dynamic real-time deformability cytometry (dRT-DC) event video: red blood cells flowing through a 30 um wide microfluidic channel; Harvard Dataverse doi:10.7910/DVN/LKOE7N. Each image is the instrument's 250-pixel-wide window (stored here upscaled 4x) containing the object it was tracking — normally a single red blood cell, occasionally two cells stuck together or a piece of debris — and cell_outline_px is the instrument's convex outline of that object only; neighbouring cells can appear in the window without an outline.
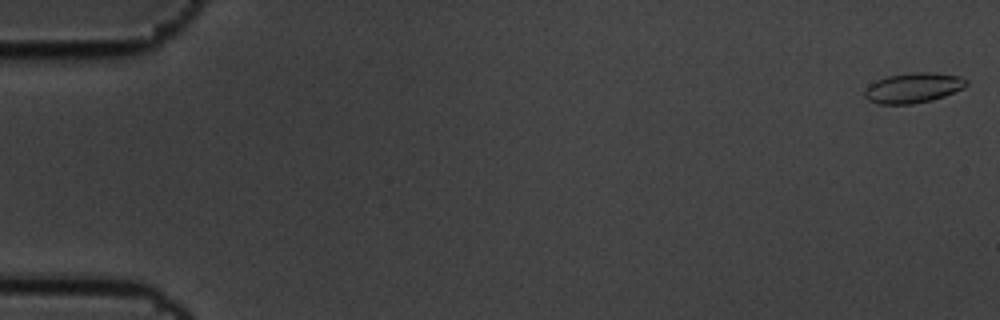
{"species": "common noctule bat (a hibernating species)", "species_latin": "Nyctalus noctula", "temperature_condition": "cold", "stored_images_in_passage": 59, "camera_frame_rate_fps": 3000, "um_per_image_px": 0.085, "animal": {"sex": "male", "body_mass_g": 19.5, "forearm_length_mm": 54.6}, "frame": {"image": 1, "passage_image": 1, "time_ms": 0.0, "image_size_px": [1000, 320], "cell_outline_px": [[968, 84], [964, 88], [944, 96], [932, 100], [912, 104], [876, 104], [868, 100], [864, 96], [864, 92], [876, 80], [888, 76], [916, 72], [928, 72], [960, 76], [968, 80]], "centroid_in_image_um": [77.65, 7.47], "position_along_channel_um": 7.4, "area_um2": 17.74}}
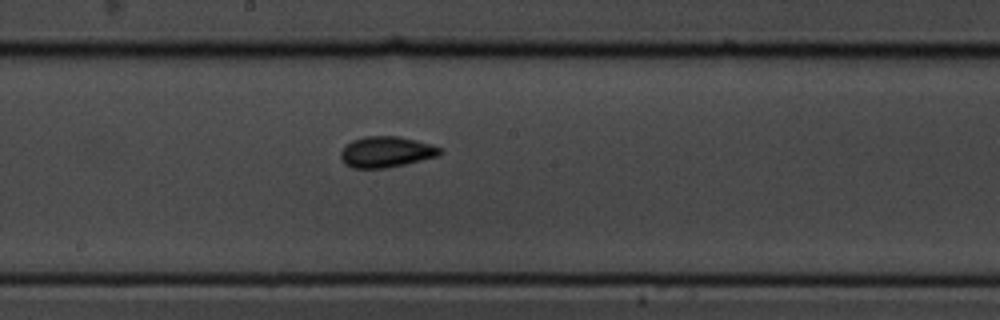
{"frame": {"image": 2, "passage_image": 32, "time_ms": 10.333, "image_size_px": [1000, 320], "cell_outline_px": [[444, 148], [440, 156], [404, 164], [384, 168], [352, 168], [344, 164], [340, 160], [340, 152], [352, 140], [364, 136], [396, 136], [416, 140]], "centroid_in_image_um": [32.83, 12.91], "position_along_channel_um": 215.4, "area_um2": 17.98}}
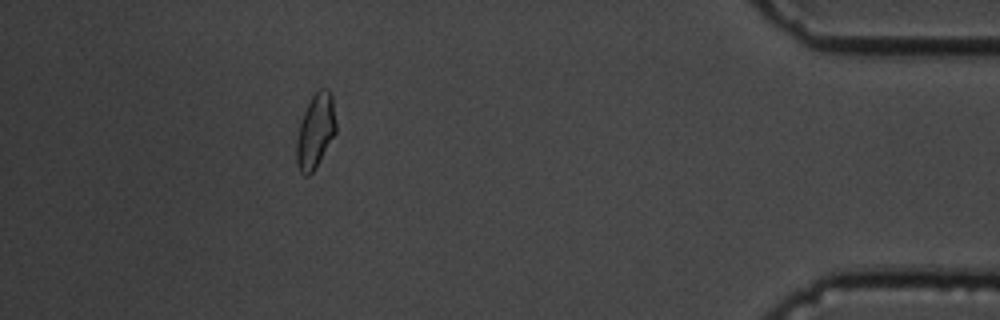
{"frame": {"image": 3, "passage_image": 53, "time_ms": 17.333, "image_size_px": [1000, 320], "cell_outline_px": [[336, 132], [316, 168], [308, 176], [304, 176], [300, 172], [296, 164], [296, 140], [300, 124], [304, 112], [312, 96], [320, 88], [328, 88], [332, 92], [336, 120]], "centroid_in_image_um": [26.82, 11.14], "position_along_channel_um": 408.4, "area_um2": 17.28}, "authors_computed_cell_mechanics": {"area_um2": 17.2822, "velocity_mm_per_s": 3.4631, "shape_relaxation_time_tau1_ms": 4.6284, "shape_relaxation_time_tau2_ms": 1.5867, "deformation_change_tau1": 0.0998, "deformation_change_tau2": 0.064}}